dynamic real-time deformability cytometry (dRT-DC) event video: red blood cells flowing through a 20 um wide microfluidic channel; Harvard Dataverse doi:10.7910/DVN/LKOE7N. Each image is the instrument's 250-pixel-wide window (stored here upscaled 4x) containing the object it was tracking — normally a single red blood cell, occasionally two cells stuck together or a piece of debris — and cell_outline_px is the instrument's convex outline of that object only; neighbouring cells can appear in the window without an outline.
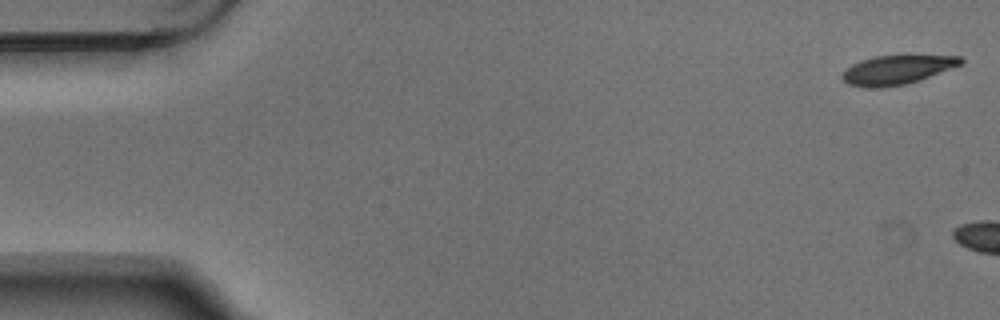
{"species": "Egyptian fruit bat (a non-hibernating species)", "species_latin": "Rousettus aegyptiacus", "temperature_condition": "warm", "stored_images_in_passage": 3, "camera_frame_rate_fps": 3000, "um_per_image_px": 0.085, "animal": {"sex": "male"}, "frame": {"image": 1, "passage_image": 1, "time_ms": 0.0, "image_size_px": [1000, 320], "cell_outline_px": [[964, 64], [920, 80], [904, 84], [880, 88], [864, 88], [848, 84], [840, 76], [852, 64], [860, 60], [876, 56], [960, 56], [964, 60]], "centroid_in_image_um": [76.25, 5.95], "position_along_channel_um": 8.8, "area_um2": 20.0}}